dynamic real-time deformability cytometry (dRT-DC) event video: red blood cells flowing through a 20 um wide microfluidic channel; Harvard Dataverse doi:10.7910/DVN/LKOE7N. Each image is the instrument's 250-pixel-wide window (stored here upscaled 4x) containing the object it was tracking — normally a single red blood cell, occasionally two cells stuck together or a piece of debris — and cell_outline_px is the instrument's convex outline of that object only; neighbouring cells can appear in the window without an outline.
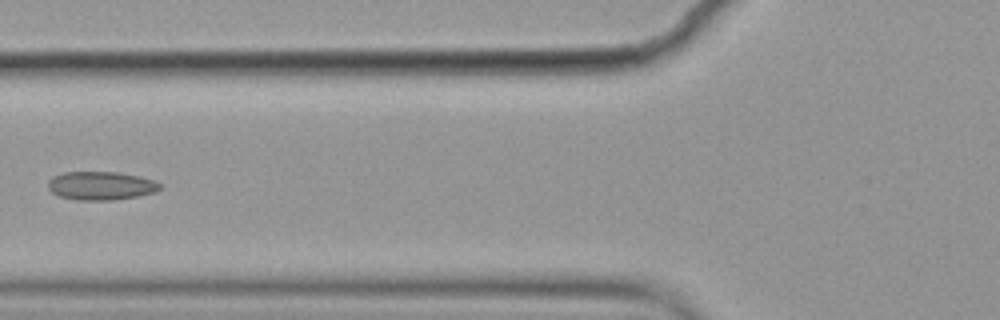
{"species": "common noctule bat (a hibernating species)", "species_latin": "Nyctalus noctula", "temperature_condition": "cold", "stored_images_in_passage": 5, "camera_frame_rate_fps": 3000, "um_per_image_px": 0.085, "animal": {"sex": "female", "body_mass_g": 19.9}, "frame": {"image": 1, "passage_image": 5, "time_ms": 1.333, "image_size_px": [1000, 320], "cell_outline_px": [[160, 188], [152, 192], [136, 196], [112, 200], [76, 200], [60, 196], [52, 192], [48, 188], [48, 180], [52, 176], [64, 172], [116, 172], [140, 176], [152, 180], [160, 184]], "centroid_in_image_um": [8.52, 15.78], "position_along_channel_um": 117.3, "area_um2": 18.38}}